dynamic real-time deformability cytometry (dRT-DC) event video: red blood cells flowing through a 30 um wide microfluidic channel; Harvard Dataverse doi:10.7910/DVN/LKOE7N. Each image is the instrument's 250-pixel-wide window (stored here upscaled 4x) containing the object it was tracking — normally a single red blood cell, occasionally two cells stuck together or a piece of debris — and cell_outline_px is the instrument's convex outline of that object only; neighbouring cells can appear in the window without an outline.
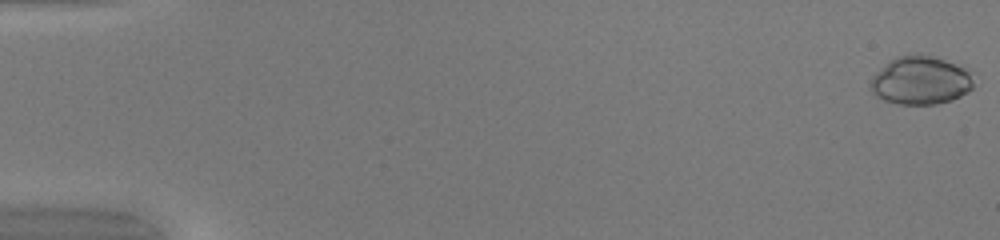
{"species": "common noctule bat (a hibernating species)", "species_latin": "Nyctalus noctula", "temperature_condition": "warm", "stored_images_in_passage": 51, "camera_frame_rate_fps": 3000, "um_per_image_px": 0.085, "animal": {"sex": "female", "body_mass_g": 20.0, "forearm_length_mm": 54.0}, "frame": {"image": 1, "passage_image": 1, "time_ms": 0.0, "image_size_px": [1000, 240], "cell_outline_px": [[972, 88], [968, 92], [952, 100], [936, 104], [900, 104], [884, 100], [876, 96], [868, 88], [868, 84], [872, 76], [888, 60], [896, 56], [916, 52], [920, 52], [944, 60], [964, 68], [968, 72], [972, 80]], "centroid_in_image_um": [78.17, 6.82], "position_along_channel_um": 6.8, "area_um2": 29.3}}
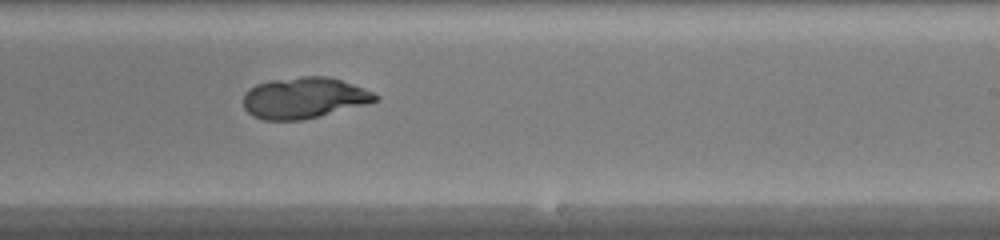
{"frame": {"image": 2, "passage_image": 32, "time_ms": 10.333, "image_size_px": [1000, 240], "cell_outline_px": [[380, 100], [368, 104], [304, 120], [264, 120], [252, 116], [244, 108], [244, 92], [248, 88], [256, 84], [268, 80], [304, 76], [328, 76], [352, 84], [372, 92], [380, 96]], "centroid_in_image_um": [25.83, 8.32], "position_along_channel_um": 263.2, "area_um2": 31.85}}
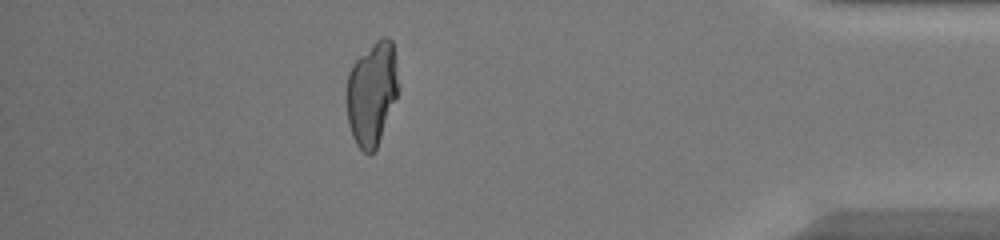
{"frame": {"image": 3, "passage_image": 45, "time_ms": 14.667, "image_size_px": [1000, 240], "cell_outline_px": [[400, 88], [376, 148], [368, 156], [356, 144], [352, 136], [348, 120], [344, 100], [344, 92], [348, 72], [352, 64], [380, 36], [388, 36], [392, 40]], "centroid_in_image_um": [31.58, 7.92], "position_along_channel_um": 403.6, "area_um2": 31.85}}